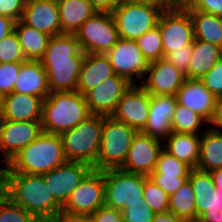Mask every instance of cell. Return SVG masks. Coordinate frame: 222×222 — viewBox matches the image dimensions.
Wrapping results in <instances>:
<instances>
[{
    "mask_svg": "<svg viewBox=\"0 0 222 222\" xmlns=\"http://www.w3.org/2000/svg\"><path fill=\"white\" fill-rule=\"evenodd\" d=\"M161 38V31L156 26L136 40L142 55L150 62L164 58Z\"/></svg>",
    "mask_w": 222,
    "mask_h": 222,
    "instance_id": "obj_34",
    "label": "cell"
},
{
    "mask_svg": "<svg viewBox=\"0 0 222 222\" xmlns=\"http://www.w3.org/2000/svg\"><path fill=\"white\" fill-rule=\"evenodd\" d=\"M100 12H113L124 0H90Z\"/></svg>",
    "mask_w": 222,
    "mask_h": 222,
    "instance_id": "obj_47",
    "label": "cell"
},
{
    "mask_svg": "<svg viewBox=\"0 0 222 222\" xmlns=\"http://www.w3.org/2000/svg\"><path fill=\"white\" fill-rule=\"evenodd\" d=\"M193 21L194 37L222 48V17L200 11H188Z\"/></svg>",
    "mask_w": 222,
    "mask_h": 222,
    "instance_id": "obj_31",
    "label": "cell"
},
{
    "mask_svg": "<svg viewBox=\"0 0 222 222\" xmlns=\"http://www.w3.org/2000/svg\"><path fill=\"white\" fill-rule=\"evenodd\" d=\"M138 1L153 2V3L163 6L164 8L172 7V0H138Z\"/></svg>",
    "mask_w": 222,
    "mask_h": 222,
    "instance_id": "obj_54",
    "label": "cell"
},
{
    "mask_svg": "<svg viewBox=\"0 0 222 222\" xmlns=\"http://www.w3.org/2000/svg\"><path fill=\"white\" fill-rule=\"evenodd\" d=\"M163 141L137 132L129 148L128 156L121 170L149 176L155 169Z\"/></svg>",
    "mask_w": 222,
    "mask_h": 222,
    "instance_id": "obj_16",
    "label": "cell"
},
{
    "mask_svg": "<svg viewBox=\"0 0 222 222\" xmlns=\"http://www.w3.org/2000/svg\"><path fill=\"white\" fill-rule=\"evenodd\" d=\"M104 194V172L92 169L62 206L61 216H90L105 205Z\"/></svg>",
    "mask_w": 222,
    "mask_h": 222,
    "instance_id": "obj_9",
    "label": "cell"
},
{
    "mask_svg": "<svg viewBox=\"0 0 222 222\" xmlns=\"http://www.w3.org/2000/svg\"><path fill=\"white\" fill-rule=\"evenodd\" d=\"M74 34L85 54H106L119 39L112 12L97 11Z\"/></svg>",
    "mask_w": 222,
    "mask_h": 222,
    "instance_id": "obj_8",
    "label": "cell"
},
{
    "mask_svg": "<svg viewBox=\"0 0 222 222\" xmlns=\"http://www.w3.org/2000/svg\"><path fill=\"white\" fill-rule=\"evenodd\" d=\"M84 57L75 34L64 33L50 38L40 60L47 73L50 93L76 91Z\"/></svg>",
    "mask_w": 222,
    "mask_h": 222,
    "instance_id": "obj_1",
    "label": "cell"
},
{
    "mask_svg": "<svg viewBox=\"0 0 222 222\" xmlns=\"http://www.w3.org/2000/svg\"><path fill=\"white\" fill-rule=\"evenodd\" d=\"M3 96L0 94V113L2 110Z\"/></svg>",
    "mask_w": 222,
    "mask_h": 222,
    "instance_id": "obj_56",
    "label": "cell"
},
{
    "mask_svg": "<svg viewBox=\"0 0 222 222\" xmlns=\"http://www.w3.org/2000/svg\"><path fill=\"white\" fill-rule=\"evenodd\" d=\"M34 1H51V2H56V3H58L59 0H34Z\"/></svg>",
    "mask_w": 222,
    "mask_h": 222,
    "instance_id": "obj_57",
    "label": "cell"
},
{
    "mask_svg": "<svg viewBox=\"0 0 222 222\" xmlns=\"http://www.w3.org/2000/svg\"><path fill=\"white\" fill-rule=\"evenodd\" d=\"M138 131L112 115H103V129L96 165L98 171L122 169L132 140Z\"/></svg>",
    "mask_w": 222,
    "mask_h": 222,
    "instance_id": "obj_6",
    "label": "cell"
},
{
    "mask_svg": "<svg viewBox=\"0 0 222 222\" xmlns=\"http://www.w3.org/2000/svg\"><path fill=\"white\" fill-rule=\"evenodd\" d=\"M27 61L15 30L0 41V63Z\"/></svg>",
    "mask_w": 222,
    "mask_h": 222,
    "instance_id": "obj_38",
    "label": "cell"
},
{
    "mask_svg": "<svg viewBox=\"0 0 222 222\" xmlns=\"http://www.w3.org/2000/svg\"><path fill=\"white\" fill-rule=\"evenodd\" d=\"M87 218L90 222H124L122 212L120 210L112 209L105 205L98 208Z\"/></svg>",
    "mask_w": 222,
    "mask_h": 222,
    "instance_id": "obj_45",
    "label": "cell"
},
{
    "mask_svg": "<svg viewBox=\"0 0 222 222\" xmlns=\"http://www.w3.org/2000/svg\"><path fill=\"white\" fill-rule=\"evenodd\" d=\"M164 9L163 6L153 2L124 0L112 12L119 38L137 40L157 26Z\"/></svg>",
    "mask_w": 222,
    "mask_h": 222,
    "instance_id": "obj_7",
    "label": "cell"
},
{
    "mask_svg": "<svg viewBox=\"0 0 222 222\" xmlns=\"http://www.w3.org/2000/svg\"><path fill=\"white\" fill-rule=\"evenodd\" d=\"M210 124L215 130H222V98L217 101L215 115Z\"/></svg>",
    "mask_w": 222,
    "mask_h": 222,
    "instance_id": "obj_50",
    "label": "cell"
},
{
    "mask_svg": "<svg viewBox=\"0 0 222 222\" xmlns=\"http://www.w3.org/2000/svg\"><path fill=\"white\" fill-rule=\"evenodd\" d=\"M210 173L212 175L215 186L222 189V168L212 170Z\"/></svg>",
    "mask_w": 222,
    "mask_h": 222,
    "instance_id": "obj_51",
    "label": "cell"
},
{
    "mask_svg": "<svg viewBox=\"0 0 222 222\" xmlns=\"http://www.w3.org/2000/svg\"><path fill=\"white\" fill-rule=\"evenodd\" d=\"M143 199L155 213L169 211V195L145 175Z\"/></svg>",
    "mask_w": 222,
    "mask_h": 222,
    "instance_id": "obj_35",
    "label": "cell"
},
{
    "mask_svg": "<svg viewBox=\"0 0 222 222\" xmlns=\"http://www.w3.org/2000/svg\"><path fill=\"white\" fill-rule=\"evenodd\" d=\"M148 177L169 196L175 193L188 179V177L170 176L159 173H151Z\"/></svg>",
    "mask_w": 222,
    "mask_h": 222,
    "instance_id": "obj_42",
    "label": "cell"
},
{
    "mask_svg": "<svg viewBox=\"0 0 222 222\" xmlns=\"http://www.w3.org/2000/svg\"><path fill=\"white\" fill-rule=\"evenodd\" d=\"M221 59V47L203 40L194 39L192 42L189 78L200 79Z\"/></svg>",
    "mask_w": 222,
    "mask_h": 222,
    "instance_id": "obj_28",
    "label": "cell"
},
{
    "mask_svg": "<svg viewBox=\"0 0 222 222\" xmlns=\"http://www.w3.org/2000/svg\"><path fill=\"white\" fill-rule=\"evenodd\" d=\"M15 21L0 15V41L14 31Z\"/></svg>",
    "mask_w": 222,
    "mask_h": 222,
    "instance_id": "obj_49",
    "label": "cell"
},
{
    "mask_svg": "<svg viewBox=\"0 0 222 222\" xmlns=\"http://www.w3.org/2000/svg\"><path fill=\"white\" fill-rule=\"evenodd\" d=\"M60 24L63 33L74 34L97 10L90 0H59Z\"/></svg>",
    "mask_w": 222,
    "mask_h": 222,
    "instance_id": "obj_27",
    "label": "cell"
},
{
    "mask_svg": "<svg viewBox=\"0 0 222 222\" xmlns=\"http://www.w3.org/2000/svg\"><path fill=\"white\" fill-rule=\"evenodd\" d=\"M164 58L173 50L185 49L194 41L193 21L186 8H165L158 20Z\"/></svg>",
    "mask_w": 222,
    "mask_h": 222,
    "instance_id": "obj_12",
    "label": "cell"
},
{
    "mask_svg": "<svg viewBox=\"0 0 222 222\" xmlns=\"http://www.w3.org/2000/svg\"><path fill=\"white\" fill-rule=\"evenodd\" d=\"M177 103L202 116L208 125L212 122L218 98L200 79L185 78L176 94Z\"/></svg>",
    "mask_w": 222,
    "mask_h": 222,
    "instance_id": "obj_20",
    "label": "cell"
},
{
    "mask_svg": "<svg viewBox=\"0 0 222 222\" xmlns=\"http://www.w3.org/2000/svg\"><path fill=\"white\" fill-rule=\"evenodd\" d=\"M145 76L140 85L150 95L158 96H176L186 78L166 58L150 62Z\"/></svg>",
    "mask_w": 222,
    "mask_h": 222,
    "instance_id": "obj_18",
    "label": "cell"
},
{
    "mask_svg": "<svg viewBox=\"0 0 222 222\" xmlns=\"http://www.w3.org/2000/svg\"><path fill=\"white\" fill-rule=\"evenodd\" d=\"M103 129V115L91 114L76 127L61 134L67 161L96 165Z\"/></svg>",
    "mask_w": 222,
    "mask_h": 222,
    "instance_id": "obj_5",
    "label": "cell"
},
{
    "mask_svg": "<svg viewBox=\"0 0 222 222\" xmlns=\"http://www.w3.org/2000/svg\"><path fill=\"white\" fill-rule=\"evenodd\" d=\"M206 123L208 124L202 116L177 103L171 121V129L177 133L202 134L205 131V129L202 130V127L204 124L207 126Z\"/></svg>",
    "mask_w": 222,
    "mask_h": 222,
    "instance_id": "obj_33",
    "label": "cell"
},
{
    "mask_svg": "<svg viewBox=\"0 0 222 222\" xmlns=\"http://www.w3.org/2000/svg\"><path fill=\"white\" fill-rule=\"evenodd\" d=\"M196 0H172V7L187 8L192 6Z\"/></svg>",
    "mask_w": 222,
    "mask_h": 222,
    "instance_id": "obj_53",
    "label": "cell"
},
{
    "mask_svg": "<svg viewBox=\"0 0 222 222\" xmlns=\"http://www.w3.org/2000/svg\"><path fill=\"white\" fill-rule=\"evenodd\" d=\"M92 113L85 97L77 91L51 92L42 104V130L61 135L76 127Z\"/></svg>",
    "mask_w": 222,
    "mask_h": 222,
    "instance_id": "obj_4",
    "label": "cell"
},
{
    "mask_svg": "<svg viewBox=\"0 0 222 222\" xmlns=\"http://www.w3.org/2000/svg\"><path fill=\"white\" fill-rule=\"evenodd\" d=\"M192 45H185V49L173 50L165 58L189 78Z\"/></svg>",
    "mask_w": 222,
    "mask_h": 222,
    "instance_id": "obj_43",
    "label": "cell"
},
{
    "mask_svg": "<svg viewBox=\"0 0 222 222\" xmlns=\"http://www.w3.org/2000/svg\"><path fill=\"white\" fill-rule=\"evenodd\" d=\"M4 194L40 222H56L62 205L50 193L41 175L1 173Z\"/></svg>",
    "mask_w": 222,
    "mask_h": 222,
    "instance_id": "obj_2",
    "label": "cell"
},
{
    "mask_svg": "<svg viewBox=\"0 0 222 222\" xmlns=\"http://www.w3.org/2000/svg\"><path fill=\"white\" fill-rule=\"evenodd\" d=\"M200 80L218 99L222 98V59L217 61Z\"/></svg>",
    "mask_w": 222,
    "mask_h": 222,
    "instance_id": "obj_41",
    "label": "cell"
},
{
    "mask_svg": "<svg viewBox=\"0 0 222 222\" xmlns=\"http://www.w3.org/2000/svg\"><path fill=\"white\" fill-rule=\"evenodd\" d=\"M176 105V96L150 95V108L147 122L140 132L164 142L172 132L171 121Z\"/></svg>",
    "mask_w": 222,
    "mask_h": 222,
    "instance_id": "obj_22",
    "label": "cell"
},
{
    "mask_svg": "<svg viewBox=\"0 0 222 222\" xmlns=\"http://www.w3.org/2000/svg\"><path fill=\"white\" fill-rule=\"evenodd\" d=\"M151 222H190L184 218L178 217L170 211L155 213Z\"/></svg>",
    "mask_w": 222,
    "mask_h": 222,
    "instance_id": "obj_48",
    "label": "cell"
},
{
    "mask_svg": "<svg viewBox=\"0 0 222 222\" xmlns=\"http://www.w3.org/2000/svg\"><path fill=\"white\" fill-rule=\"evenodd\" d=\"M14 30L26 60L40 61L51 36L24 24L21 20L15 22Z\"/></svg>",
    "mask_w": 222,
    "mask_h": 222,
    "instance_id": "obj_29",
    "label": "cell"
},
{
    "mask_svg": "<svg viewBox=\"0 0 222 222\" xmlns=\"http://www.w3.org/2000/svg\"><path fill=\"white\" fill-rule=\"evenodd\" d=\"M3 194H4V183H3L2 176H1V168H0V198Z\"/></svg>",
    "mask_w": 222,
    "mask_h": 222,
    "instance_id": "obj_55",
    "label": "cell"
},
{
    "mask_svg": "<svg viewBox=\"0 0 222 222\" xmlns=\"http://www.w3.org/2000/svg\"><path fill=\"white\" fill-rule=\"evenodd\" d=\"M131 85L125 77L117 74L105 79L84 95L90 112L111 116Z\"/></svg>",
    "mask_w": 222,
    "mask_h": 222,
    "instance_id": "obj_17",
    "label": "cell"
},
{
    "mask_svg": "<svg viewBox=\"0 0 222 222\" xmlns=\"http://www.w3.org/2000/svg\"><path fill=\"white\" fill-rule=\"evenodd\" d=\"M197 168L209 172L222 168V133L211 126L201 134L200 159Z\"/></svg>",
    "mask_w": 222,
    "mask_h": 222,
    "instance_id": "obj_30",
    "label": "cell"
},
{
    "mask_svg": "<svg viewBox=\"0 0 222 222\" xmlns=\"http://www.w3.org/2000/svg\"><path fill=\"white\" fill-rule=\"evenodd\" d=\"M23 62L0 63V94L2 96L13 92L20 66Z\"/></svg>",
    "mask_w": 222,
    "mask_h": 222,
    "instance_id": "obj_40",
    "label": "cell"
},
{
    "mask_svg": "<svg viewBox=\"0 0 222 222\" xmlns=\"http://www.w3.org/2000/svg\"><path fill=\"white\" fill-rule=\"evenodd\" d=\"M40 97L12 92L3 96L0 120L42 121Z\"/></svg>",
    "mask_w": 222,
    "mask_h": 222,
    "instance_id": "obj_23",
    "label": "cell"
},
{
    "mask_svg": "<svg viewBox=\"0 0 222 222\" xmlns=\"http://www.w3.org/2000/svg\"><path fill=\"white\" fill-rule=\"evenodd\" d=\"M13 92L40 97L42 100L50 94L47 73L41 61L27 60L21 64Z\"/></svg>",
    "mask_w": 222,
    "mask_h": 222,
    "instance_id": "obj_24",
    "label": "cell"
},
{
    "mask_svg": "<svg viewBox=\"0 0 222 222\" xmlns=\"http://www.w3.org/2000/svg\"><path fill=\"white\" fill-rule=\"evenodd\" d=\"M196 204V222H222V189L209 171L191 169L188 175Z\"/></svg>",
    "mask_w": 222,
    "mask_h": 222,
    "instance_id": "obj_11",
    "label": "cell"
},
{
    "mask_svg": "<svg viewBox=\"0 0 222 222\" xmlns=\"http://www.w3.org/2000/svg\"><path fill=\"white\" fill-rule=\"evenodd\" d=\"M115 75L106 54H85L76 91L83 96L105 79Z\"/></svg>",
    "mask_w": 222,
    "mask_h": 222,
    "instance_id": "obj_25",
    "label": "cell"
},
{
    "mask_svg": "<svg viewBox=\"0 0 222 222\" xmlns=\"http://www.w3.org/2000/svg\"><path fill=\"white\" fill-rule=\"evenodd\" d=\"M105 206L122 211L130 204L141 203L144 175L121 169L104 172Z\"/></svg>",
    "mask_w": 222,
    "mask_h": 222,
    "instance_id": "obj_10",
    "label": "cell"
},
{
    "mask_svg": "<svg viewBox=\"0 0 222 222\" xmlns=\"http://www.w3.org/2000/svg\"><path fill=\"white\" fill-rule=\"evenodd\" d=\"M150 108V94L139 84H132L123 94L112 116L141 131L147 122Z\"/></svg>",
    "mask_w": 222,
    "mask_h": 222,
    "instance_id": "obj_19",
    "label": "cell"
},
{
    "mask_svg": "<svg viewBox=\"0 0 222 222\" xmlns=\"http://www.w3.org/2000/svg\"><path fill=\"white\" fill-rule=\"evenodd\" d=\"M0 222H40L20 205L12 202L5 194L0 198Z\"/></svg>",
    "mask_w": 222,
    "mask_h": 222,
    "instance_id": "obj_37",
    "label": "cell"
},
{
    "mask_svg": "<svg viewBox=\"0 0 222 222\" xmlns=\"http://www.w3.org/2000/svg\"><path fill=\"white\" fill-rule=\"evenodd\" d=\"M121 212L124 222H151L155 215L144 199L141 203L130 204Z\"/></svg>",
    "mask_w": 222,
    "mask_h": 222,
    "instance_id": "obj_39",
    "label": "cell"
},
{
    "mask_svg": "<svg viewBox=\"0 0 222 222\" xmlns=\"http://www.w3.org/2000/svg\"><path fill=\"white\" fill-rule=\"evenodd\" d=\"M190 170L191 168L188 165L179 161L163 149L158 156L155 169L152 173L188 177Z\"/></svg>",
    "mask_w": 222,
    "mask_h": 222,
    "instance_id": "obj_36",
    "label": "cell"
},
{
    "mask_svg": "<svg viewBox=\"0 0 222 222\" xmlns=\"http://www.w3.org/2000/svg\"><path fill=\"white\" fill-rule=\"evenodd\" d=\"M56 222H90L87 217L60 216Z\"/></svg>",
    "mask_w": 222,
    "mask_h": 222,
    "instance_id": "obj_52",
    "label": "cell"
},
{
    "mask_svg": "<svg viewBox=\"0 0 222 222\" xmlns=\"http://www.w3.org/2000/svg\"><path fill=\"white\" fill-rule=\"evenodd\" d=\"M66 161L61 136L43 131L2 167L1 173L42 175Z\"/></svg>",
    "mask_w": 222,
    "mask_h": 222,
    "instance_id": "obj_3",
    "label": "cell"
},
{
    "mask_svg": "<svg viewBox=\"0 0 222 222\" xmlns=\"http://www.w3.org/2000/svg\"><path fill=\"white\" fill-rule=\"evenodd\" d=\"M169 211L190 222H196V204L192 185L187 179L169 196Z\"/></svg>",
    "mask_w": 222,
    "mask_h": 222,
    "instance_id": "obj_32",
    "label": "cell"
},
{
    "mask_svg": "<svg viewBox=\"0 0 222 222\" xmlns=\"http://www.w3.org/2000/svg\"><path fill=\"white\" fill-rule=\"evenodd\" d=\"M42 132L41 121L0 120V151L5 166Z\"/></svg>",
    "mask_w": 222,
    "mask_h": 222,
    "instance_id": "obj_14",
    "label": "cell"
},
{
    "mask_svg": "<svg viewBox=\"0 0 222 222\" xmlns=\"http://www.w3.org/2000/svg\"><path fill=\"white\" fill-rule=\"evenodd\" d=\"M163 149L184 162L191 169L197 168L200 159L201 134L171 132L164 140Z\"/></svg>",
    "mask_w": 222,
    "mask_h": 222,
    "instance_id": "obj_26",
    "label": "cell"
},
{
    "mask_svg": "<svg viewBox=\"0 0 222 222\" xmlns=\"http://www.w3.org/2000/svg\"><path fill=\"white\" fill-rule=\"evenodd\" d=\"M26 0H0V15L13 19L15 22L21 20L25 9Z\"/></svg>",
    "mask_w": 222,
    "mask_h": 222,
    "instance_id": "obj_44",
    "label": "cell"
},
{
    "mask_svg": "<svg viewBox=\"0 0 222 222\" xmlns=\"http://www.w3.org/2000/svg\"><path fill=\"white\" fill-rule=\"evenodd\" d=\"M21 21L51 37L64 34L56 2L26 0Z\"/></svg>",
    "mask_w": 222,
    "mask_h": 222,
    "instance_id": "obj_21",
    "label": "cell"
},
{
    "mask_svg": "<svg viewBox=\"0 0 222 222\" xmlns=\"http://www.w3.org/2000/svg\"><path fill=\"white\" fill-rule=\"evenodd\" d=\"M186 9L222 17V0H196L192 6Z\"/></svg>",
    "mask_w": 222,
    "mask_h": 222,
    "instance_id": "obj_46",
    "label": "cell"
},
{
    "mask_svg": "<svg viewBox=\"0 0 222 222\" xmlns=\"http://www.w3.org/2000/svg\"><path fill=\"white\" fill-rule=\"evenodd\" d=\"M92 169L90 165L82 162L66 161L41 176L48 185L50 193L63 206Z\"/></svg>",
    "mask_w": 222,
    "mask_h": 222,
    "instance_id": "obj_15",
    "label": "cell"
},
{
    "mask_svg": "<svg viewBox=\"0 0 222 222\" xmlns=\"http://www.w3.org/2000/svg\"><path fill=\"white\" fill-rule=\"evenodd\" d=\"M106 56L114 73L125 77L132 84L141 83L149 69L150 61L142 55L136 40L119 38Z\"/></svg>",
    "mask_w": 222,
    "mask_h": 222,
    "instance_id": "obj_13",
    "label": "cell"
}]
</instances>
